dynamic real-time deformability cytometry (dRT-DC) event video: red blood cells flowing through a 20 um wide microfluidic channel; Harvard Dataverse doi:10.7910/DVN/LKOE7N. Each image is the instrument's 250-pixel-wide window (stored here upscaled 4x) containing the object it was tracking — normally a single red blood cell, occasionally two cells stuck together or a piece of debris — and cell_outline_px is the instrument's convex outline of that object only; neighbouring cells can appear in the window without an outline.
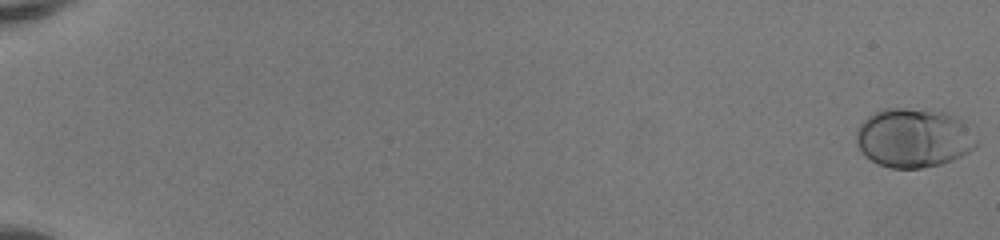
{"species": "human", "species_latin": "Homo sapiens", "temperature_condition": "room temperature", "stored_images_in_passage": 52, "camera_frame_rate_fps": 3000, "um_per_image_px": 0.085, "donor": {"sex": "female"}, "frame": {"image": 1, "passage_image": 1, "time_ms": 0.0, "image_size_px": [1000, 240], "cell_outline_px": [[980, 144], [976, 148], [952, 160], [940, 164], [920, 168], [888, 168], [876, 164], [856, 144], [856, 132], [860, 124], [872, 112], [884, 108], [932, 108], [952, 112], [968, 120]], "centroid_in_image_um": [77.76, 11.66], "position_along_channel_um": 7.2, "area_um2": 42.77}}
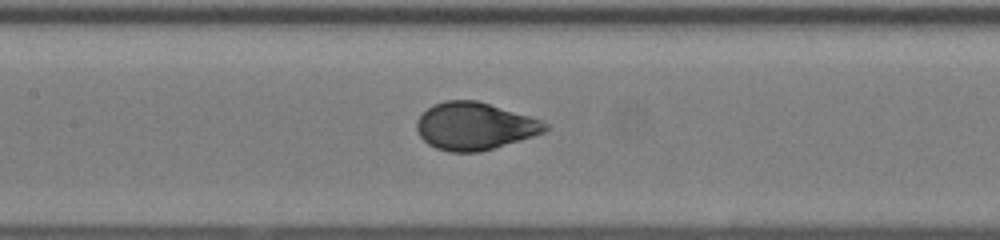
{"frame": {"image": 2, "passage_image": 28, "time_ms": 9.0, "image_size_px": [1000, 240], "cell_outline_px": [[548, 128], [544, 132], [532, 136], [480, 152], [448, 152], [436, 148], [428, 144], [420, 136], [416, 128], [416, 120], [432, 104], [444, 100], [476, 100], [528, 116], [540, 120], [548, 124]], "centroid_in_image_um": [40.29, 10.72], "position_along_channel_um": 167.1, "area_um2": 35.2}}
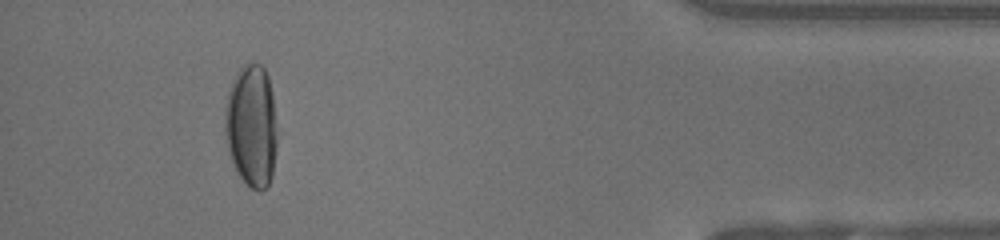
{"frame": {"image": 3, "passage_image": 49, "time_ms": 16.0, "image_size_px": [1000, 240], "cell_outline_px": [[276, 144], [272, 176], [268, 184], [260, 192], [252, 188], [236, 172], [228, 152], [224, 132], [224, 108], [228, 92], [232, 80], [240, 68], [248, 60], [260, 64], [264, 68], [268, 76], [272, 92], [276, 132]], "centroid_in_image_um": [21.34, 10.66], "position_along_channel_um": 413.9, "area_um2": 37.57}, "authors_computed_cell_mechanics": {"area_um2": 36.1828, "velocity_mm_per_s": 4.131, "shape_relaxation_time_tau1_ms": 3.5905, "shape_relaxation_time_tau2_ms": null, "deformation_change_tau1": 0.1917, "deformation_change_tau2": null}}